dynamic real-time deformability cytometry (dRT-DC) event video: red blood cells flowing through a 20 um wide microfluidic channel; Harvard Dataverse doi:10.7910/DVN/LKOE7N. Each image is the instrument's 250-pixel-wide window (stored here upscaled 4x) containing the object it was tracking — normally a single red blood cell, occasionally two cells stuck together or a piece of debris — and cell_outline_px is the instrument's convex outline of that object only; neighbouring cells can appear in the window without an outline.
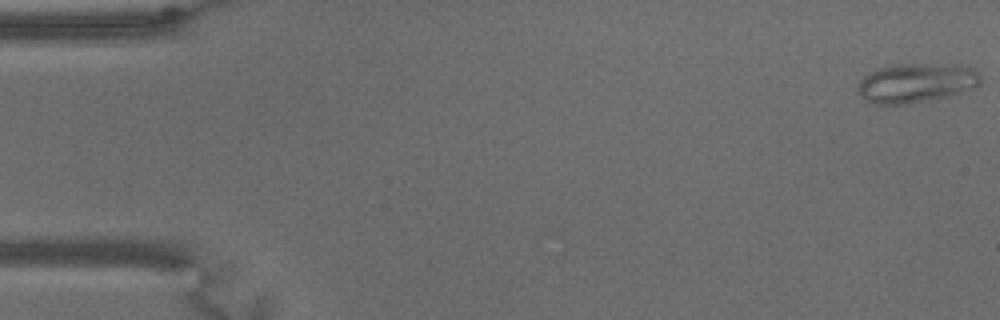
{"species": "common noctule bat (a hibernating species)", "species_latin": "Nyctalus noctula", "temperature_condition": "warm", "stored_images_in_passage": 65, "camera_frame_rate_fps": 3000, "um_per_image_px": 0.085, "animal": {"sex": "male", "body_mass_g": 15.6}, "frame": {"image": 1, "passage_image": 1, "time_ms": 0.0, "image_size_px": [1000, 320], "cell_outline_px": [[980, 84], [960, 92], [908, 104], [876, 104], [860, 96], [856, 92], [856, 84], [864, 76], [880, 68], [896, 64], [956, 64], [972, 68], [980, 76]], "centroid_in_image_um": [77.82, 7.03], "position_along_channel_um": 7.2, "area_um2": 27.74}}
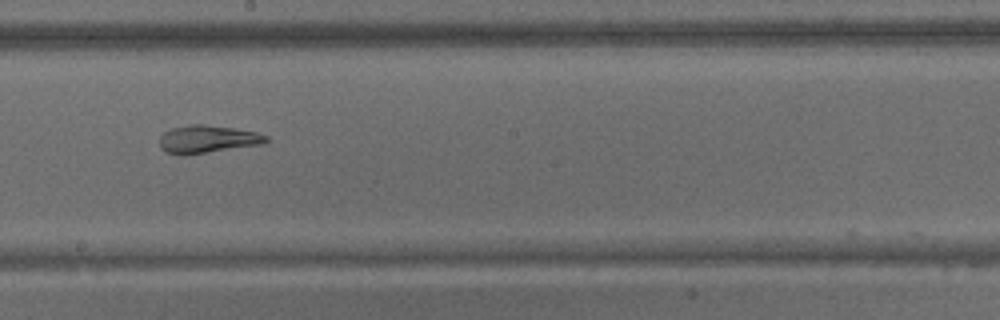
{"frame": {"image": 2, "passage_image": 36, "time_ms": 11.667, "image_size_px": [1000, 320], "cell_outline_px": [[272, 140], [264, 144], [184, 156], [168, 152], [160, 148], [160, 136], [164, 132], [172, 128], [192, 124], [204, 124], [232, 128], [256, 132], [268, 136]], "centroid_in_image_um": [17.67, 11.84], "position_along_channel_um": 230.5, "area_um2": 17.4}}
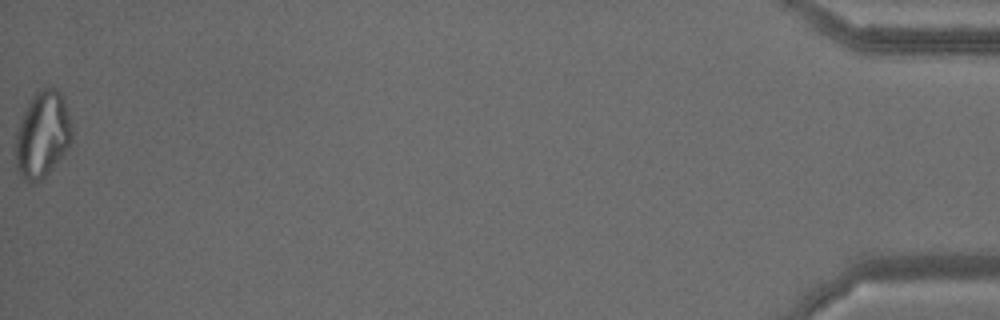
{"frame": {"image": 3, "passage_image": 65, "time_ms": 21.333, "image_size_px": [1000, 320], "cell_outline_px": [[72, 136], [64, 152], [48, 172], [40, 180], [32, 184], [28, 184], [24, 180], [16, 168], [16, 132], [20, 120], [28, 100], [40, 88], [56, 88], [60, 92], [68, 108], [72, 128]], "centroid_in_image_um": [3.59, 11.41], "position_along_channel_um": 431.6, "area_um2": 28.26}, "authors_computed_cell_mechanics": {"area_um2": 22.9466, "velocity_mm_per_s": 3.1113, "shape_relaxation_time_tau1_ms": null, "shape_relaxation_time_tau2_ms": 3.1563, "deformation_change_tau1": null, "deformation_change_tau2": 0.1082}}